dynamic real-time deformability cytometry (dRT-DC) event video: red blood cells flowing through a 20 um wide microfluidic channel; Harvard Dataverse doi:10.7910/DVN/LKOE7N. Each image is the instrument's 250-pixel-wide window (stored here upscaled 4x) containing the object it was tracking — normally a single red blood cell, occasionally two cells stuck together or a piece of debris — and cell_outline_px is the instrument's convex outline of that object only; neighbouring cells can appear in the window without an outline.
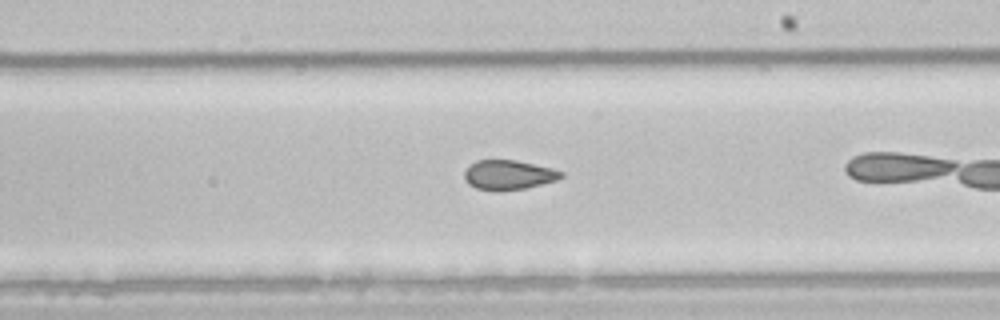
{"species": "common noctule bat (a hibernating species)", "species_latin": "Nyctalus noctula", "temperature_condition": "room temperature", "stored_images_in_passage": 27, "camera_frame_rate_fps": 3000, "um_per_image_px": 0.085, "animal": {"sex": "male", "body_mass_g": 21.5, "forearm_length_mm": 52.0}, "frame": {"image": 1, "passage_image": 16, "time_ms": 5.0, "image_size_px": [1000, 320], "cell_outline_px": [[564, 176], [556, 180], [524, 188], [476, 188], [468, 184], [464, 180], [464, 172], [476, 160], [516, 160], [552, 168], [564, 172]], "centroid_in_image_um": [43.24, 14.82], "position_along_channel_um": 245.8, "area_um2": 16.01}}